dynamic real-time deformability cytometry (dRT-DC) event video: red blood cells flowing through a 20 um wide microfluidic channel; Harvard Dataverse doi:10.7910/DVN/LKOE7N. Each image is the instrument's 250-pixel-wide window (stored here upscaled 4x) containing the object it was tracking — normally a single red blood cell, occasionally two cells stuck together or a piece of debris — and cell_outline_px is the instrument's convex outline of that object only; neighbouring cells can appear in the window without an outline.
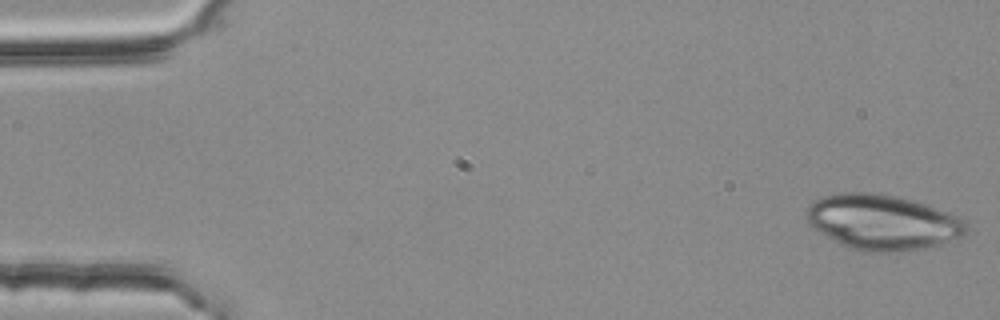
{"species": "common noctule bat (a hibernating species)", "species_latin": "Nyctalus noctula", "temperature_condition": "room temperature", "stored_images_in_passage": 4, "camera_frame_rate_fps": 3000, "um_per_image_px": 0.085, "animal": {"sex": "female", "body_mass_g": 25.1}, "frame": {"image": 1, "passage_image": 1, "time_ms": 0.0, "image_size_px": [1000, 320], "cell_outline_px": [[968, 232], [964, 236], [924, 248], [896, 252], [864, 252], [848, 248], [836, 244], [812, 228], [808, 224], [804, 216], [812, 200], [836, 192], [872, 192], [900, 196], [928, 204], [960, 216], [968, 224]], "centroid_in_image_um": [74.99, 18.88], "position_along_channel_um": 10.0, "area_um2": 52.66}}